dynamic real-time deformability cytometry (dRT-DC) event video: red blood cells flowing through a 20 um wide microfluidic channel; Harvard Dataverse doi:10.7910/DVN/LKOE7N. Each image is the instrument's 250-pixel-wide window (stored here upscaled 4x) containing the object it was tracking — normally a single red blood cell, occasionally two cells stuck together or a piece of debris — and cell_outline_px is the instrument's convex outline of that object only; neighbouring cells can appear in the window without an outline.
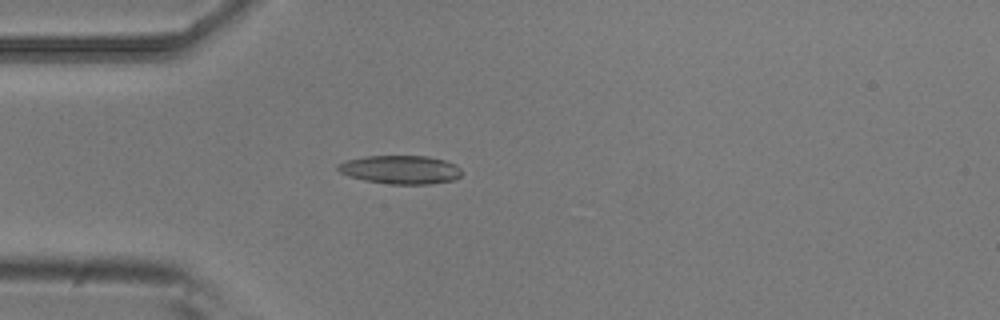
{"species": "common noctule bat (a hibernating species)", "species_latin": "Nyctalus noctula", "temperature_condition": "room temperature", "stored_images_in_passage": 3, "camera_frame_rate_fps": 3000, "um_per_image_px": 0.085, "animal": {"sex": "male", "body_mass_g": 20.5, "forearm_length_mm": 52.5}, "frame": {"image": 1, "passage_image": 3, "time_ms": 0.667, "image_size_px": [1000, 320], "cell_outline_px": [[460, 176], [452, 180], [428, 184], [392, 184], [364, 180], [348, 176], [340, 172], [336, 168], [336, 164], [344, 160], [364, 156], [428, 156], [444, 160], [456, 164], [460, 168]], "centroid_in_image_um": [33.99, 14.41], "position_along_channel_um": 51.0, "area_um2": 20.63}}